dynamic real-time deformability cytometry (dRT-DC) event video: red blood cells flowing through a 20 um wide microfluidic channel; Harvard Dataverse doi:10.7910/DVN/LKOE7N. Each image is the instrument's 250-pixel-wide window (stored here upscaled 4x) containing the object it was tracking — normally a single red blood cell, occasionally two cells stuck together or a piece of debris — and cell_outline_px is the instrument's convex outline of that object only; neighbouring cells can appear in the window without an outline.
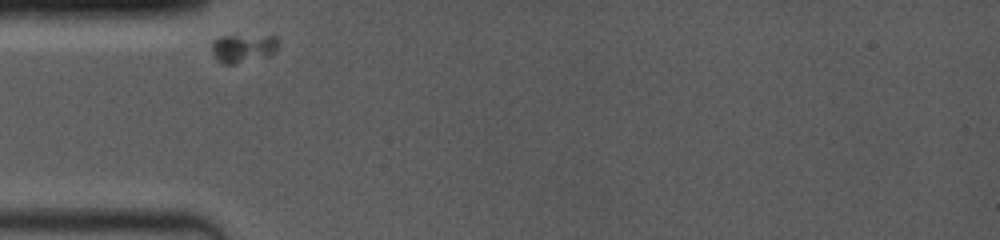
{"species": "common noctule bat (a hibernating species)", "species_latin": "Nyctalus noctula", "temperature_condition": "room temperature", "stored_images_in_passage": 5, "camera_frame_rate_fps": 4000, "um_per_image_px": 0.085, "animal": {"sex": "female", "body_mass_g": 19.0, "forearm_length_mm": 53.3}, "frame": {"image": 1, "passage_image": 1, "time_ms": 0.0, "image_size_px": [1000, 240], "cell_outline_px": [[280, 44], [276, 52], [272, 56], [232, 64], [224, 64], [212, 52], [212, 44], [220, 36], [276, 36]], "centroid_in_image_um": [20.77, 4.1], "position_along_channel_um": 64.2, "area_um2": 10.98}}
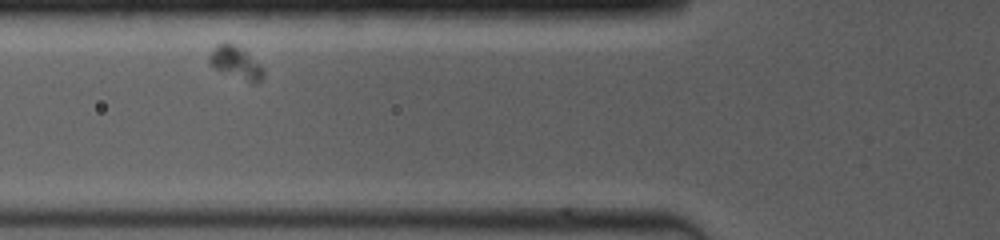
{"frame": {"image": 2, "passage_image": 4, "time_ms": 1.25, "image_size_px": [1000, 240], "cell_outline_px": [[264, 76], [256, 84], [252, 84], [216, 68], [208, 64], [208, 56], [216, 44], [224, 40], [236, 44], [260, 64], [264, 68]], "centroid_in_image_um": [20.04, 5.3], "position_along_channel_um": 105.8, "area_um2": 10.4}}